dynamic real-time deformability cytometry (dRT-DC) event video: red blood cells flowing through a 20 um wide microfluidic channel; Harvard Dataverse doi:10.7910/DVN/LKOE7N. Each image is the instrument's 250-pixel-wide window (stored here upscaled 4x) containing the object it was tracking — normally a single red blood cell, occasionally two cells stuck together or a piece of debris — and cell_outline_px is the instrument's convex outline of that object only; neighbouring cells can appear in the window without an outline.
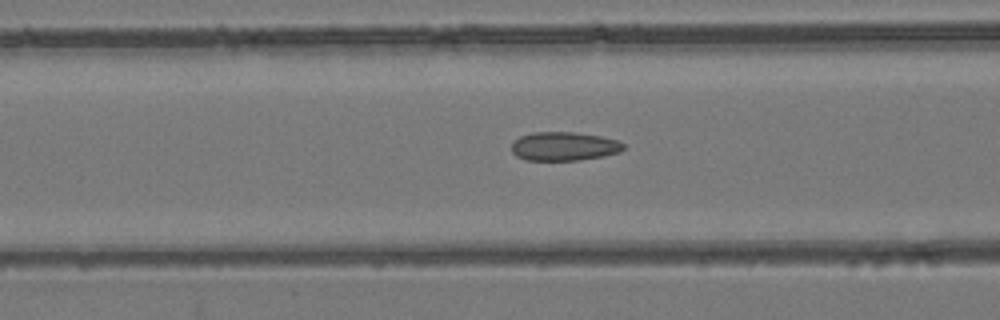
{"species": "common noctule bat (a hibernating species)", "species_latin": "Nyctalus noctula", "temperature_condition": "room temperature", "stored_images_in_passage": 54, "camera_frame_rate_fps": 3000, "um_per_image_px": 0.085, "animal": {"sex": "female", "body_mass_g": 24.6, "forearm_length_mm": 56.2}, "frame": {"image": 1, "passage_image": 22, "time_ms": 7.0, "image_size_px": [1000, 320], "cell_outline_px": [[624, 148], [620, 152], [604, 156], [580, 160], [528, 160], [516, 156], [512, 152], [512, 144], [520, 136], [532, 132], [576, 132], [600, 136], [616, 140], [624, 144]], "centroid_in_image_um": [47.95, 12.43], "position_along_channel_um": 118.7, "area_um2": 18.73}}
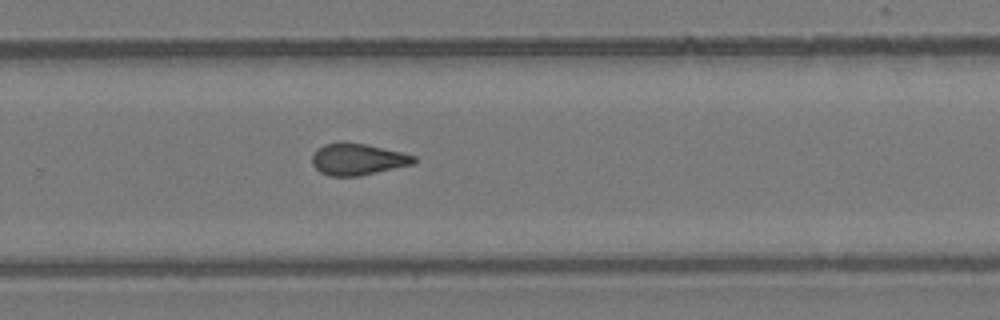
{"frame": {"image": 2, "passage_image": 36, "time_ms": 11.667, "image_size_px": [1000, 320], "cell_outline_px": [[416, 160], [412, 164], [360, 176], [328, 176], [320, 172], [312, 164], [312, 156], [316, 148], [324, 144], [340, 140], [344, 140], [368, 144], [416, 156]], "centroid_in_image_um": [30.34, 13.51], "position_along_channel_um": 299.5, "area_um2": 19.07}}
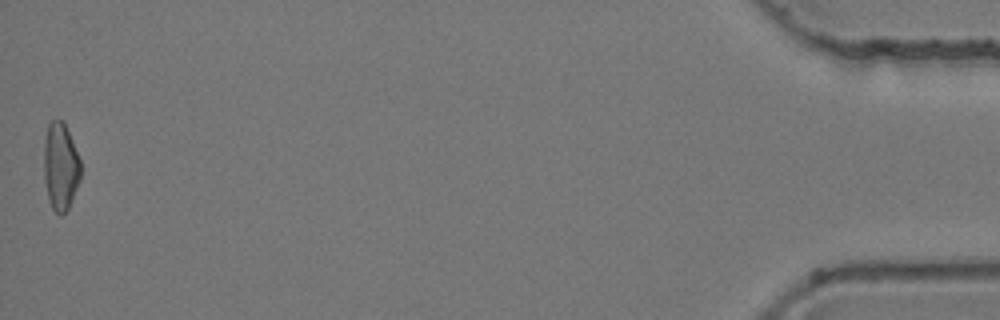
{"frame": {"image": 3, "passage_image": 54, "time_ms": 17.667, "image_size_px": [1000, 320], "cell_outline_px": [[80, 180], [68, 208], [60, 216], [52, 208], [48, 200], [44, 180], [44, 140], [48, 124], [52, 120], [64, 120], [80, 160]], "centroid_in_image_um": [5.13, 14.14], "position_along_channel_um": 430.1, "area_um2": 18.79}, "authors_computed_cell_mechanics": {"area_um2": 19.0162, "velocity_mm_per_s": 3.8712, "shape_relaxation_time_tau1_ms": null, "shape_relaxation_time_tau2_ms": 2.2354, "deformation_change_tau1": null, "deformation_change_tau2": 0.0905}}